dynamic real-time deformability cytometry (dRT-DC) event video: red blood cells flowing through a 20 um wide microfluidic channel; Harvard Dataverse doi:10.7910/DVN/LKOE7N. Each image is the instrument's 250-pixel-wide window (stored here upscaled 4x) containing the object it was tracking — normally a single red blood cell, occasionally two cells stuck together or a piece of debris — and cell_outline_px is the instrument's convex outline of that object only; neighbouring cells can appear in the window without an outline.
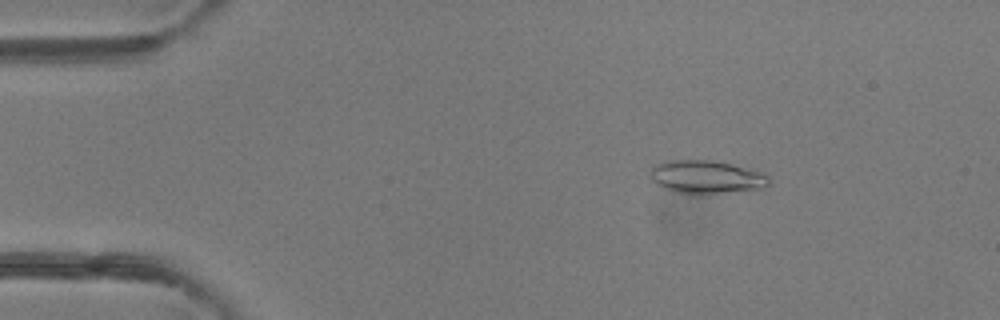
{"species": "common noctule bat (a hibernating species)", "species_latin": "Nyctalus noctula", "temperature_condition": "room temperature", "stored_images_in_passage": 50, "camera_frame_rate_fps": 3000, "um_per_image_px": 0.085, "animal": {"sex": "female"}, "frame": {"image": 1, "passage_image": 8, "time_ms": 2.333, "image_size_px": [1000, 320], "cell_outline_px": [[768, 184], [764, 188], [700, 196], [676, 192], [664, 188], [656, 184], [652, 180], [652, 168], [656, 164], [664, 160], [712, 160], [732, 164], [760, 172], [768, 176]], "centroid_in_image_um": [60.02, 15.07], "position_along_channel_um": 25.0, "area_um2": 23.18}}
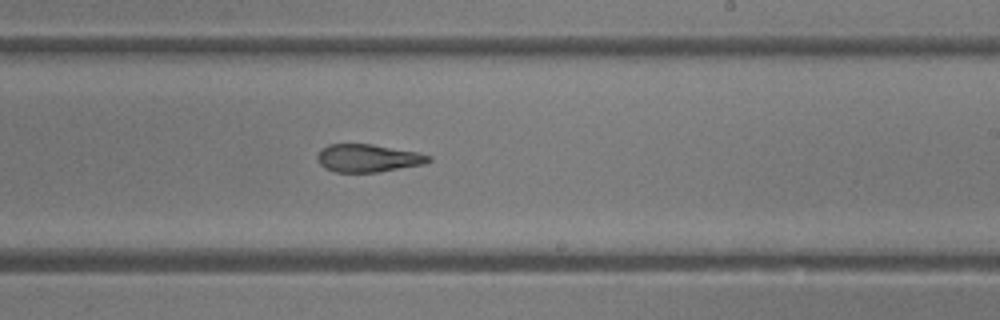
{"frame": {"image": 2, "passage_image": 30, "time_ms": 9.667, "image_size_px": [1000, 320], "cell_outline_px": [[432, 160], [424, 164], [376, 172], [336, 172], [324, 168], [320, 164], [316, 156], [328, 144], [372, 144], [416, 152], [432, 156]], "centroid_in_image_um": [31.28, 13.44], "position_along_channel_um": 257.7, "area_um2": 17.86}}
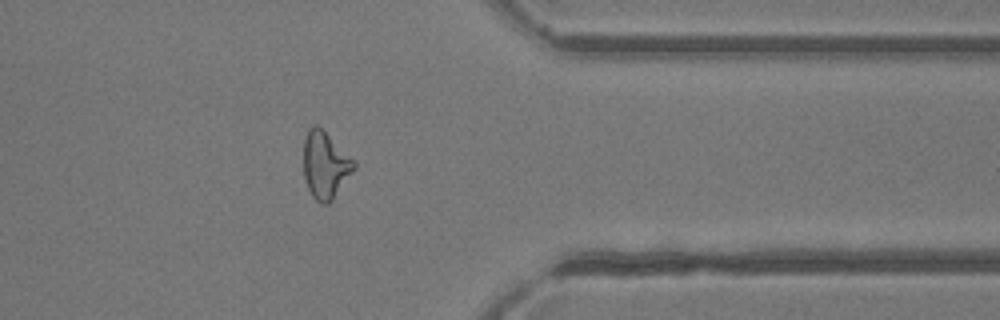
{"frame": {"image": 3, "passage_image": 40, "time_ms": 13.0, "image_size_px": [1000, 320], "cell_outline_px": [[356, 168], [332, 200], [328, 204], [320, 204], [312, 196], [304, 180], [304, 140], [308, 128], [312, 124], [316, 124], [356, 160]], "centroid_in_image_um": [27.65, 14.03], "position_along_channel_um": 383.7, "area_um2": 19.83}, "authors_computed_cell_mechanics": {"area_um2": 20.1144, "velocity_mm_per_s": 4.1651, "shape_relaxation_time_tau1_ms": null, "shape_relaxation_time_tau2_ms": 1.638, "deformation_change_tau1": null, "deformation_change_tau2": 0.1}}